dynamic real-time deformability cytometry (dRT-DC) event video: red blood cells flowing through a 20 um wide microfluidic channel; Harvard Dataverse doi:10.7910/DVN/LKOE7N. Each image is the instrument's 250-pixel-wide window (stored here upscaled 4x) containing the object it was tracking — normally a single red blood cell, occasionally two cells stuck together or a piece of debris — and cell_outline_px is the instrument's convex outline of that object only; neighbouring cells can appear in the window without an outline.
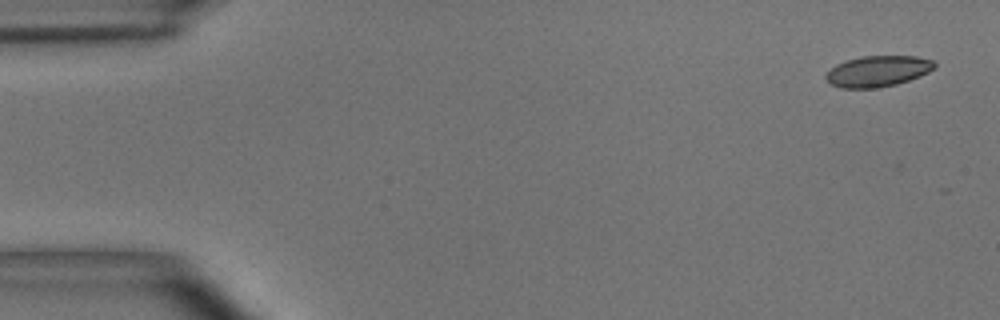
{"species": "common noctule bat (a hibernating species)", "species_latin": "Nyctalus noctula", "temperature_condition": "room temperature", "stored_images_in_passage": 6, "camera_frame_rate_fps": 3000, "um_per_image_px": 0.085, "animal": {"sex": "male", "body_mass_g": 15.6}, "frame": {"image": 1, "passage_image": 1, "time_ms": 0.0, "image_size_px": [1000, 320], "cell_outline_px": [[936, 68], [920, 76], [896, 84], [880, 88], [840, 88], [832, 84], [824, 76], [836, 64], [860, 56], [916, 56], [932, 60], [936, 64]], "centroid_in_image_um": [74.63, 6.05], "position_along_channel_um": 10.4, "area_um2": 19.54}}
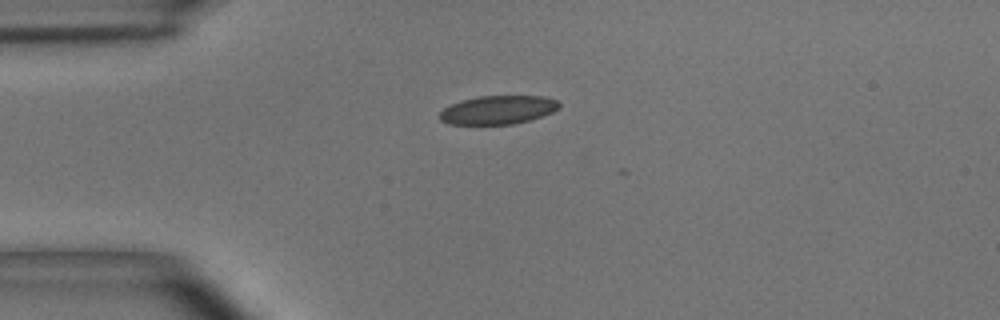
{"frame": {"image": 2, "passage_image": 4, "time_ms": 1.0, "image_size_px": [1000, 320], "cell_outline_px": [[560, 108], [552, 112], [528, 120], [512, 124], [448, 124], [440, 120], [440, 112], [444, 108], [460, 100], [480, 96], [544, 96], [556, 100], [560, 104]], "centroid_in_image_um": [42.32, 9.33], "position_along_channel_um": 42.7, "area_um2": 19.77}}
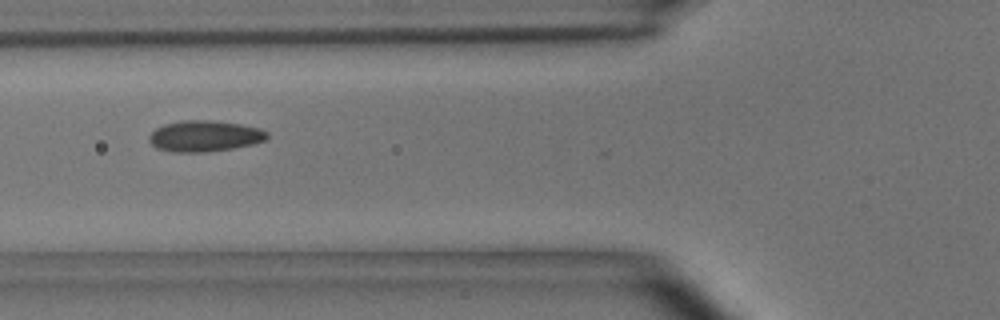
{"frame": {"image": 3, "passage_image": 6, "time_ms": 1.667, "image_size_px": [1000, 320], "cell_outline_px": [[268, 136], [264, 140], [252, 144], [232, 148], [204, 152], [172, 152], [156, 148], [148, 140], [148, 136], [156, 128], [164, 124], [180, 120], [208, 120], [240, 124], [260, 128], [268, 132]], "centroid_in_image_um": [17.36, 11.56], "position_along_channel_um": 108.4, "area_um2": 21.33}}